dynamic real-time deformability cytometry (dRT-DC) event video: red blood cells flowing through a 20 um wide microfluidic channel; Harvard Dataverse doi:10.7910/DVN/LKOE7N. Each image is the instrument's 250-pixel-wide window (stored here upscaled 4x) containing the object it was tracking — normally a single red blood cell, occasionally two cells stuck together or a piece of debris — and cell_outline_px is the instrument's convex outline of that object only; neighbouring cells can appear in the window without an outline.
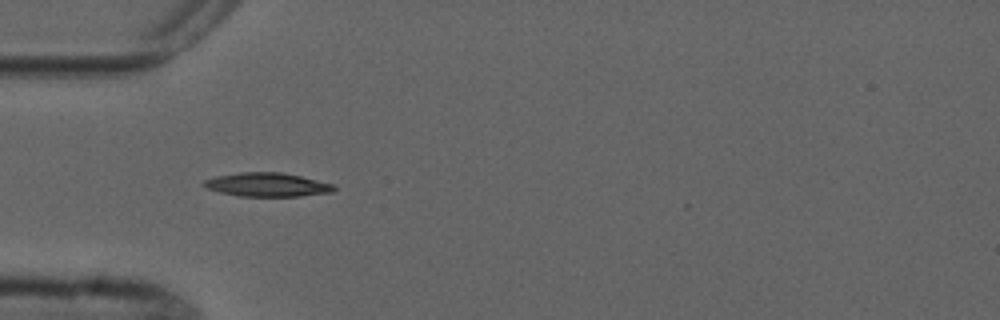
{"species": "common noctule bat (a hibernating species)", "species_latin": "Nyctalus noctula", "temperature_condition": "cold", "stored_images_in_passage": 7, "camera_frame_rate_fps": 3000, "um_per_image_px": 0.085, "animal": {"sex": "male", "forearm_length_mm": 52.5}, "frame": {"image": 1, "passage_image": 6, "time_ms": 6.0, "image_size_px": [1000, 320], "cell_outline_px": [[336, 188], [332, 192], [300, 196], [240, 196], [220, 192], [208, 188], [200, 184], [204, 180], [216, 176], [240, 172], [280, 172], [300, 176], [332, 184]], "centroid_in_image_um": [22.68, 15.69], "position_along_channel_um": 62.3, "area_um2": 17.86}}
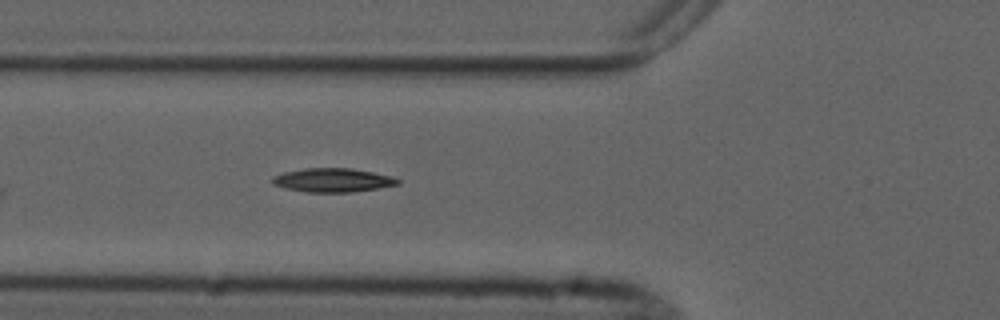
{"frame": {"image": 2, "passage_image": 7, "time_ms": 7.0, "image_size_px": [1000, 320], "cell_outline_px": [[400, 184], [376, 188], [348, 192], [304, 192], [284, 188], [272, 184], [272, 176], [284, 172], [304, 168], [352, 168], [392, 176], [400, 180]], "centroid_in_image_um": [28.24, 15.31], "position_along_channel_um": 97.6, "area_um2": 17.4}}